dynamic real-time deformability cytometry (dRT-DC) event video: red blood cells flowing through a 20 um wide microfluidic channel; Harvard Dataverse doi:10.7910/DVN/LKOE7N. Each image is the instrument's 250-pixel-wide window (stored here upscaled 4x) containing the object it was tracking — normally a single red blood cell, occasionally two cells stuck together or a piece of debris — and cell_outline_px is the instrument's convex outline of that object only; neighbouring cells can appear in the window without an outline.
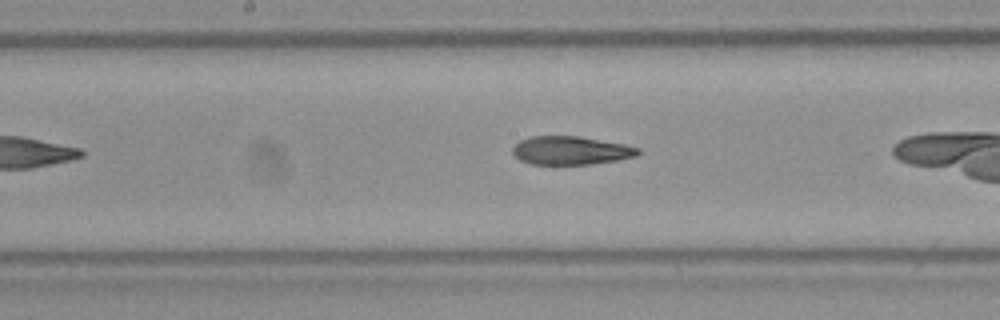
{"species": "Egyptian fruit bat (a non-hibernating species)", "species_latin": "Rousettus aegyptiacus", "temperature_condition": "room temperature", "stored_images_in_passage": 28, "camera_frame_rate_fps": 3000, "um_per_image_px": 0.085, "frame": {"image": 1, "passage_image": 24, "time_ms": 7.667, "image_size_px": [1000, 320], "cell_outline_px": [[640, 152], [636, 156], [616, 160], [592, 164], [528, 164], [520, 160], [512, 152], [512, 148], [520, 140], [528, 136], [580, 136], [624, 144], [640, 148]], "centroid_in_image_um": [48.5, 12.78], "position_along_channel_um": 199.7, "area_um2": 20.81}}